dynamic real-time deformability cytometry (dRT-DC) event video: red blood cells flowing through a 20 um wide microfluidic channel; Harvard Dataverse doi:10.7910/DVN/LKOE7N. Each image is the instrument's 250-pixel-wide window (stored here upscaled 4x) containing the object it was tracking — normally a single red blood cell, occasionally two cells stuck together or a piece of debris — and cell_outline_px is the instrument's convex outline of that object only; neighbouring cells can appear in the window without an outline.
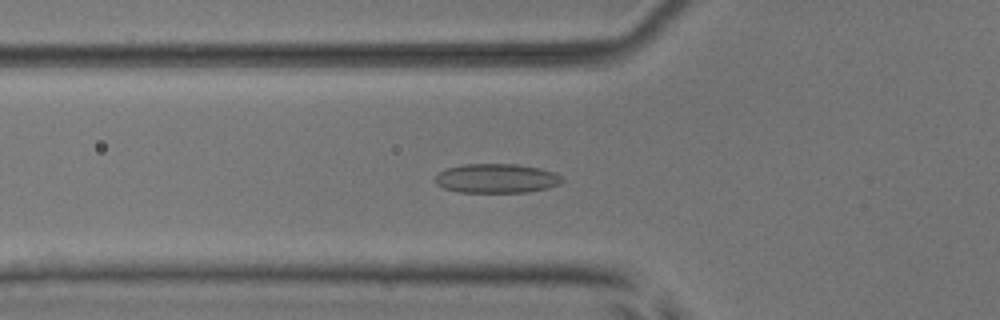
{"species": "common noctule bat (a hibernating species)", "species_latin": "Nyctalus noctula", "temperature_condition": "room temperature", "stored_images_in_passage": 53, "camera_frame_rate_fps": 3000, "um_per_image_px": 0.085, "animal": {"sex": "male", "body_mass_g": 17.9, "forearm_length_mm": 54.2}, "frame": {"image": 1, "passage_image": 19, "time_ms": 6.0, "image_size_px": [1000, 320], "cell_outline_px": [[564, 180], [560, 184], [548, 188], [528, 192], [456, 192], [444, 188], [436, 184], [436, 176], [440, 172], [448, 168], [464, 164], [516, 164], [540, 168], [556, 172]], "centroid_in_image_um": [42.24, 15.16], "position_along_channel_um": 83.6, "area_um2": 21.68}}
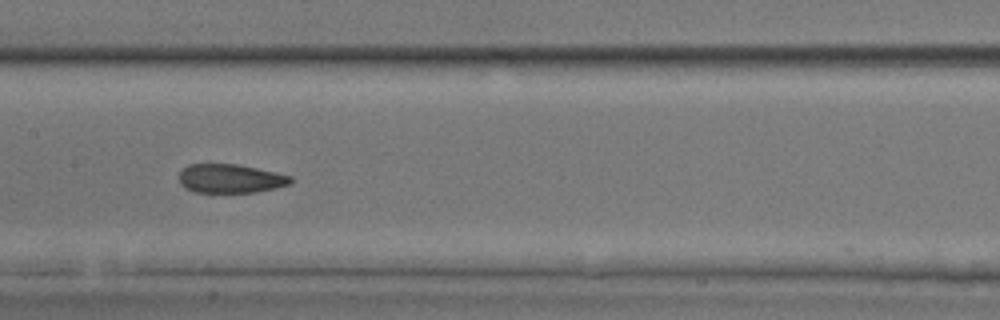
{"frame": {"image": 2, "passage_image": 27, "time_ms": 8.667, "image_size_px": [1000, 320], "cell_outline_px": [[292, 180], [288, 184], [276, 188], [256, 192], [192, 192], [184, 188], [180, 184], [180, 172], [188, 164], [236, 164], [276, 172], [292, 176]], "centroid_in_image_um": [19.57, 15.18], "position_along_channel_um": 187.8, "area_um2": 18.73}}
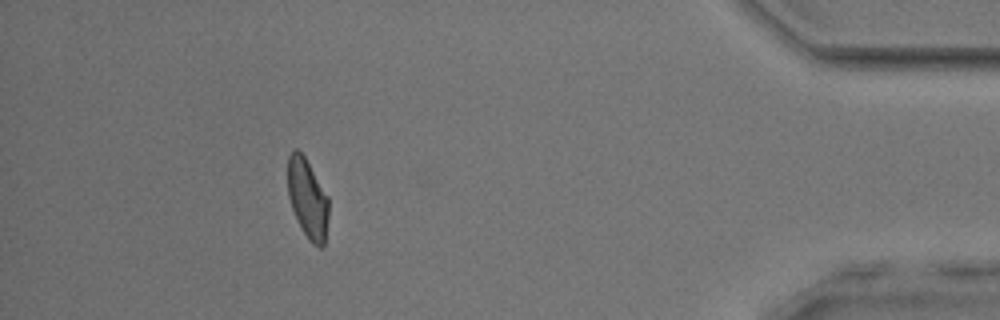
{"frame": {"image": 3, "passage_image": 48, "time_ms": 15.667, "image_size_px": [1000, 320], "cell_outline_px": [[328, 216], [324, 248], [320, 248], [312, 244], [308, 240], [292, 208], [288, 196], [288, 156], [292, 148], [296, 148], [304, 156], [328, 196]], "centroid_in_image_um": [26.15, 16.88], "position_along_channel_um": 409.1, "area_um2": 18.84}}